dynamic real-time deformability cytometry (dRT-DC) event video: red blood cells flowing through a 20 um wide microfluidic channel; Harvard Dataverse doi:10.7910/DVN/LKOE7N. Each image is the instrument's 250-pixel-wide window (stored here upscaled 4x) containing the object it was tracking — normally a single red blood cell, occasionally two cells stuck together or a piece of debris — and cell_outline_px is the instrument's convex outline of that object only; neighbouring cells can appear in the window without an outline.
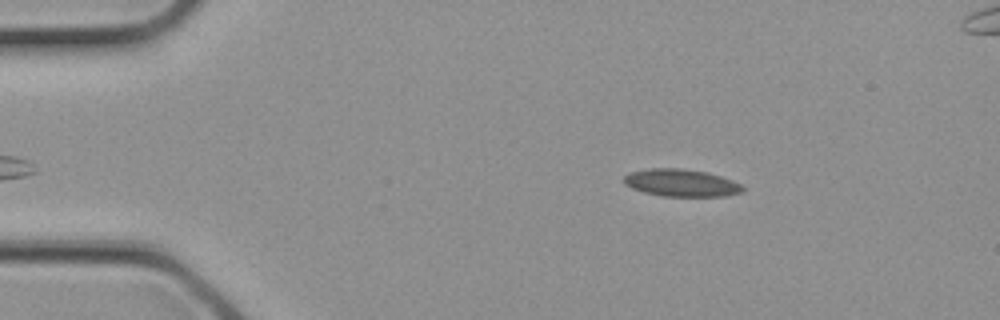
{"species": "common noctule bat (a hibernating species)", "species_latin": "Nyctalus noctula", "temperature_condition": "cold", "stored_images_in_passage": 3, "camera_frame_rate_fps": 3000, "um_per_image_px": 0.085, "animal": {"sex": "female", "body_mass_g": 21.9}, "frame": {"image": 1, "passage_image": 1, "time_ms": 0.0, "image_size_px": [1000, 320], "cell_outline_px": [[744, 192], [724, 196], [660, 196], [644, 192], [632, 188], [624, 184], [624, 176], [628, 172], [648, 168], [680, 168], [708, 172], [732, 180], [740, 184], [744, 188]], "centroid_in_image_um": [57.88, 15.54], "position_along_channel_um": 27.1, "area_um2": 19.07}}